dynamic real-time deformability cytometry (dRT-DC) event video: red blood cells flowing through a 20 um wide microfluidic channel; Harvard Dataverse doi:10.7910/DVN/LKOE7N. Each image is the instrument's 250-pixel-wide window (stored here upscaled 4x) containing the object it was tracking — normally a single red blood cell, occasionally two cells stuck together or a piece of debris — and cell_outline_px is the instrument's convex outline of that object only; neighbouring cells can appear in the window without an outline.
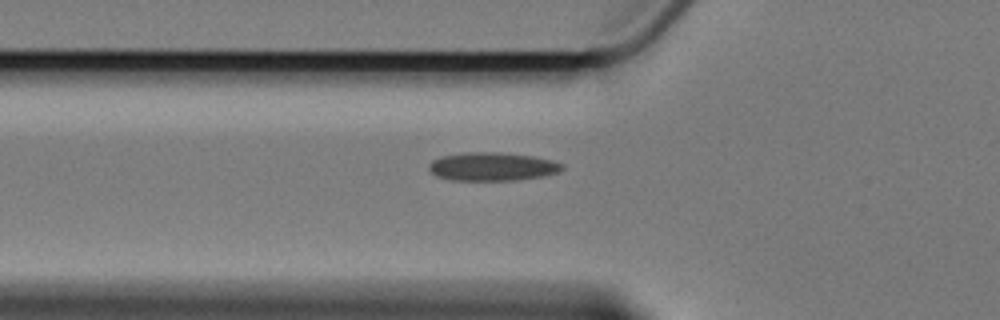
{"species": "Egyptian fruit bat (a non-hibernating species)", "species_latin": "Rousettus aegyptiacus", "temperature_condition": "cold", "stored_images_in_passage": 6, "camera_frame_rate_fps": 3000, "um_per_image_px": 0.085, "animal": {"sex": "female"}, "frame": {"image": 1, "passage_image": 6, "time_ms": 6.667, "image_size_px": [1000, 320], "cell_outline_px": [[564, 168], [556, 172], [540, 176], [516, 180], [452, 180], [436, 176], [428, 168], [428, 164], [432, 160], [444, 156], [468, 152], [496, 152], [532, 156], [552, 160], [564, 164]], "centroid_in_image_um": [41.82, 14.16], "position_along_channel_um": 84.0, "area_um2": 21.79}}